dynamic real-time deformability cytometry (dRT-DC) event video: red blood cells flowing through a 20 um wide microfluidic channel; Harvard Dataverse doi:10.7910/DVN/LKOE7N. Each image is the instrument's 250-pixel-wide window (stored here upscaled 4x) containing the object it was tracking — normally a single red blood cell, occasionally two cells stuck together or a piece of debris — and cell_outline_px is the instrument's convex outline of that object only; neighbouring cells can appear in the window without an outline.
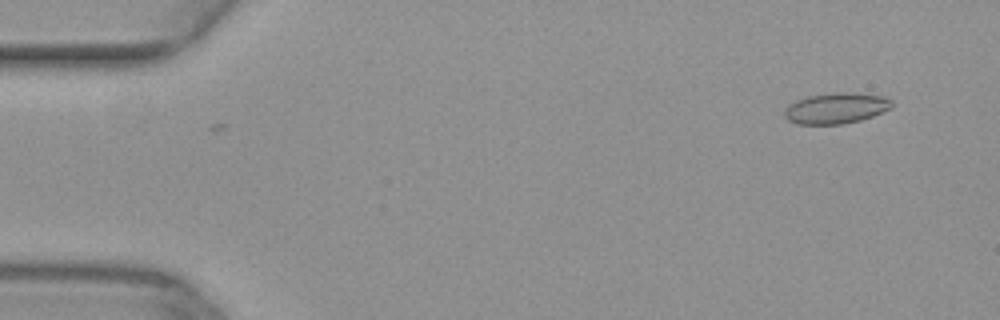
{"species": "common noctule bat (a hibernating species)", "species_latin": "Nyctalus noctula", "temperature_condition": "warm", "stored_images_in_passage": 4, "camera_frame_rate_fps": 3000, "um_per_image_px": 0.085, "animal": {"sex": "female", "body_mass_g": 29.2, "forearm_length_mm": 56.3}, "frame": {"image": 1, "passage_image": 4, "time_ms": 1.0, "image_size_px": [1000, 320], "cell_outline_px": [[892, 108], [872, 116], [860, 120], [844, 124], [796, 124], [788, 120], [784, 116], [784, 108], [788, 104], [796, 100], [808, 96], [836, 92], [848, 92], [884, 96], [892, 100]], "centroid_in_image_um": [71.04, 9.2], "position_along_channel_um": 14.0, "area_um2": 19.42}}